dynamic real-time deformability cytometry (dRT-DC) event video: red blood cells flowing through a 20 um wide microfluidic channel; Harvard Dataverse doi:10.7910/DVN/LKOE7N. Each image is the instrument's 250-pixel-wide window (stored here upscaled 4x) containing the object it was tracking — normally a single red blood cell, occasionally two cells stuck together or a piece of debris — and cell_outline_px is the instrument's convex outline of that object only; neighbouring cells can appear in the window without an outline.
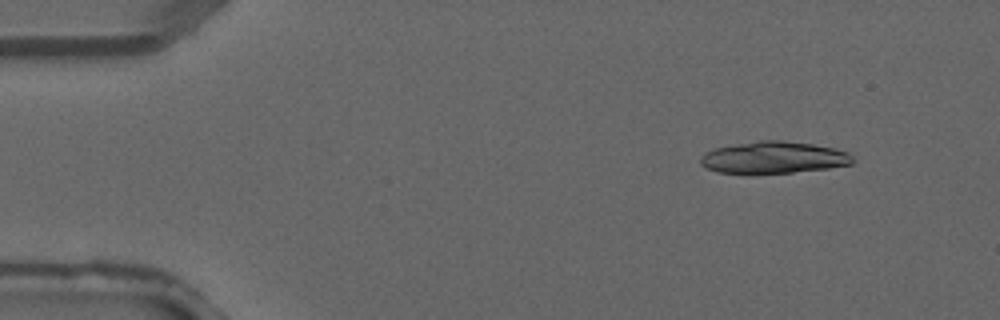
{"species": "common noctule bat (a hibernating species)", "species_latin": "Nyctalus noctula", "temperature_condition": "warm", "stored_images_in_passage": 2, "camera_frame_rate_fps": 3000, "um_per_image_px": 0.085, "animal": {"sex": "male", "forearm_length_mm": 52.5}, "frame": {"image": 1, "passage_image": 1, "time_ms": 0.0, "image_size_px": [1000, 320], "cell_outline_px": [[856, 160], [852, 164], [828, 168], [792, 172], [748, 176], [716, 172], [704, 168], [700, 164], [700, 156], [716, 148], [756, 140], [784, 140], [812, 144], [832, 148], [848, 152]], "centroid_in_image_um": [65.7, 13.42], "position_along_channel_um": 19.3, "area_um2": 29.07}}